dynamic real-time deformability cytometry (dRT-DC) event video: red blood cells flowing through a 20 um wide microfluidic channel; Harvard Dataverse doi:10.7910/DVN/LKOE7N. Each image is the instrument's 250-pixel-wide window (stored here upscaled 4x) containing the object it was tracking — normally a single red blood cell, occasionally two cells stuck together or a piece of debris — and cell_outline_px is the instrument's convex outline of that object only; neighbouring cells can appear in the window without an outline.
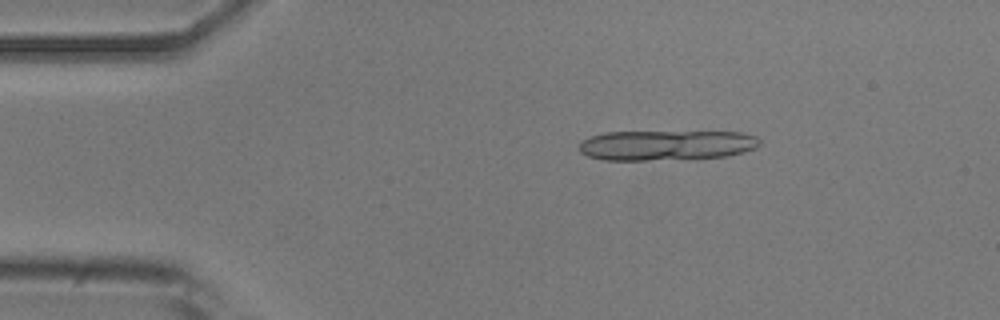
{"species": "common noctule bat (a hibernating species)", "species_latin": "Nyctalus noctula", "temperature_condition": "room temperature", "stored_images_in_passage": 14, "camera_frame_rate_fps": 3000, "um_per_image_px": 0.085, "animal": {"sex": "male", "body_mass_g": 20.5, "forearm_length_mm": 52.5}, "frame": {"image": 1, "passage_image": 8, "time_ms": 2.333, "image_size_px": [1000, 320], "cell_outline_px": [[760, 144], [756, 148], [744, 152], [728, 156], [696, 160], [604, 160], [588, 156], [580, 152], [580, 140], [604, 132], [740, 132], [756, 136], [760, 140]], "centroid_in_image_um": [56.68, 12.36], "position_along_channel_um": 28.3, "area_um2": 32.31}}